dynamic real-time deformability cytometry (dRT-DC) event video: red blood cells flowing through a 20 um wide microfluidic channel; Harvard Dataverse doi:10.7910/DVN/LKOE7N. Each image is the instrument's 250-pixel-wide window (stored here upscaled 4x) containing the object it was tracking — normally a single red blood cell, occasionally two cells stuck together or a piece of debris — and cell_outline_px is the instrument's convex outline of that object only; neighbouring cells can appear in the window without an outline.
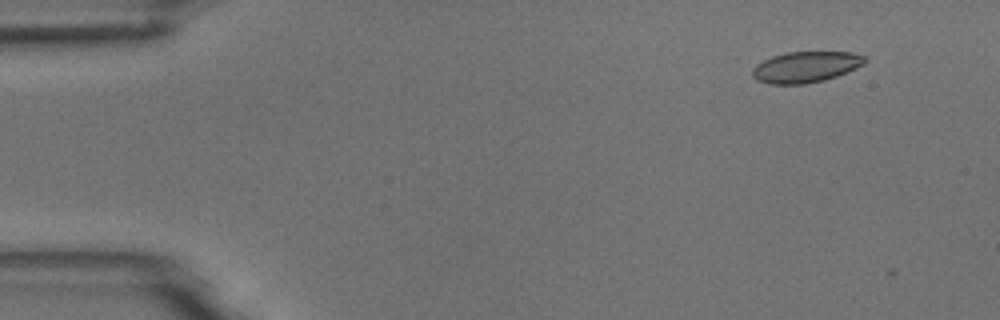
{"species": "common noctule bat (a hibernating species)", "species_latin": "Nyctalus noctula", "temperature_condition": "room temperature", "stored_images_in_passage": 16, "camera_frame_rate_fps": 3000, "um_per_image_px": 0.085, "animal": {"sex": "male", "body_mass_g": 18.8}, "frame": {"image": 1, "passage_image": 5, "time_ms": 1.333, "image_size_px": [1000, 320], "cell_outline_px": [[868, 60], [864, 64], [856, 68], [836, 76], [824, 80], [804, 84], [768, 84], [756, 80], [752, 76], [752, 68], [756, 64], [772, 56], [788, 52], [852, 52], [864, 56]], "centroid_in_image_um": [68.47, 5.69], "position_along_channel_um": 16.5, "area_um2": 20.35}}
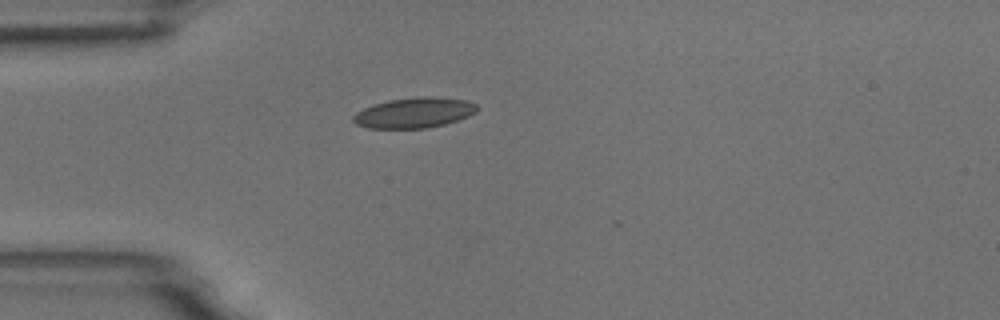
{"frame": {"image": 2, "passage_image": 15, "time_ms": 4.667, "image_size_px": [1000, 320], "cell_outline_px": [[480, 108], [476, 112], [468, 116], [444, 124], [428, 128], [368, 128], [356, 124], [352, 120], [352, 116], [356, 112], [372, 104], [388, 100], [420, 96], [432, 96], [468, 100], [476, 104]], "centroid_in_image_um": [35.21, 9.57], "position_along_channel_um": 49.8, "area_um2": 22.08}}